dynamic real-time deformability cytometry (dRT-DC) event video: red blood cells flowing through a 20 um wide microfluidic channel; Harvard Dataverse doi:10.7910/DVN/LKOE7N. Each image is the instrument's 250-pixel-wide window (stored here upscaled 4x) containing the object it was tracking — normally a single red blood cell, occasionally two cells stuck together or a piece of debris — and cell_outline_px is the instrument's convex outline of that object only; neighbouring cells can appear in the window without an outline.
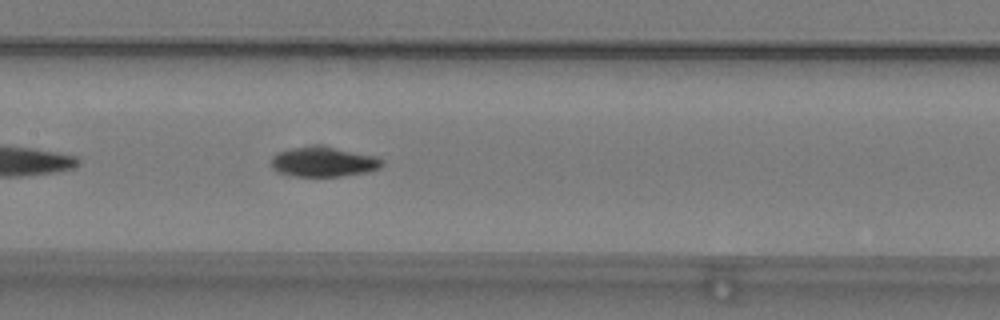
{"species": "common noctule bat (a hibernating species)", "species_latin": "Nyctalus noctula", "temperature_condition": "warm", "stored_images_in_passage": 40, "camera_frame_rate_fps": 3000, "um_per_image_px": 0.085, "animal": {"sex": "male", "body_mass_g": 19.2, "forearm_length_mm": 51.8}, "frame": {"image": 1, "passage_image": 12, "time_ms": 3.667, "image_size_px": [1000, 320], "cell_outline_px": [[384, 164], [380, 168], [368, 172], [344, 176], [288, 176], [276, 172], [272, 168], [272, 156], [276, 152], [292, 148], [332, 148], [380, 156], [384, 160]], "centroid_in_image_um": [27.53, 13.8], "position_along_channel_um": 179.9, "area_um2": 19.07}}
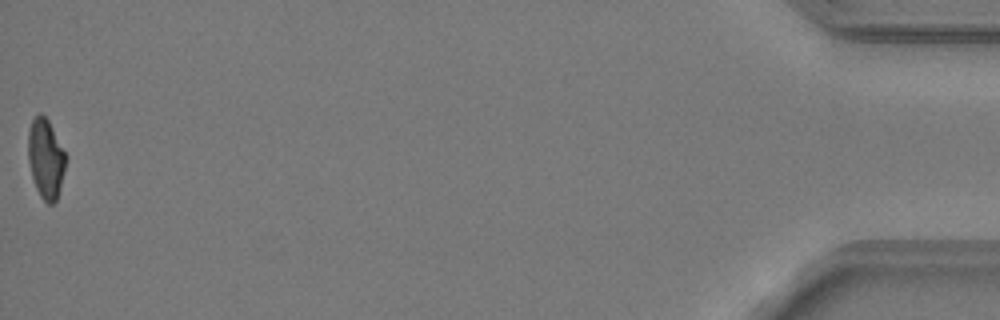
{"frame": {"image": 2, "passage_image": 40, "time_ms": 13.0, "image_size_px": [1000, 320], "cell_outline_px": [[68, 156], [64, 172], [56, 200], [52, 204], [48, 204], [40, 196], [36, 188], [32, 176], [28, 160], [28, 132], [32, 120], [40, 112], [48, 120]], "centroid_in_image_um": [3.9, 13.47], "position_along_channel_um": 431.3, "area_um2": 17.46}, "authors_computed_cell_mechanics": {"area_um2": 18.4093, "velocity_mm_per_s": 3.7915, "shape_relaxation_time_tau1_ms": 8.7167, "shape_relaxation_time_tau2_ms": 3.3081, "deformation_change_tau1": 0.2148, "deformation_change_tau2": 0.093}}